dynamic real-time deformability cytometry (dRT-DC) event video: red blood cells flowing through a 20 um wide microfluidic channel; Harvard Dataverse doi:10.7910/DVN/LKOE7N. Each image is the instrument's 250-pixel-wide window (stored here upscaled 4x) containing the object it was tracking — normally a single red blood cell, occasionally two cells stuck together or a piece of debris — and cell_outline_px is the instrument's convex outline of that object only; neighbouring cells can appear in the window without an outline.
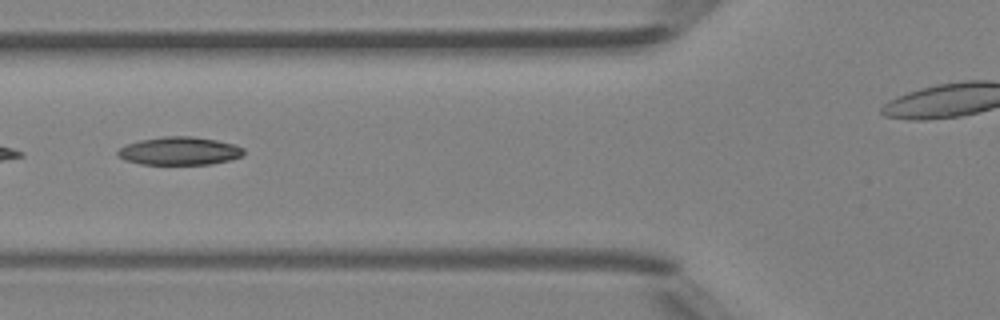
{"species": "Egyptian fruit bat (a non-hibernating species)", "species_latin": "Rousettus aegyptiacus", "temperature_condition": "room temperature", "stored_images_in_passage": 48, "segment_of_instrument_passage": [2, 2], "camera_frame_rate_fps": 3000, "um_per_image_px": 0.085, "animal": {"sex": "female"}, "frame": {"image": 1, "passage_image": 18, "time_ms": 5.667, "image_size_px": [1000, 320], "cell_outline_px": [[244, 156], [212, 164], [140, 164], [124, 160], [116, 156], [116, 152], [124, 144], [140, 140], [164, 136], [192, 136], [216, 140], [236, 144], [244, 148]], "centroid_in_image_um": [15.24, 12.83], "position_along_channel_um": 110.6, "area_um2": 20.87}}
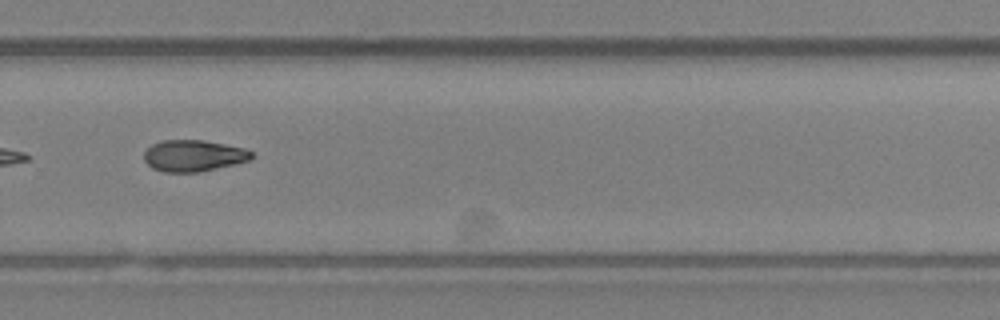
{"frame": {"image": 2, "passage_image": 32, "time_ms": 10.333, "image_size_px": [1000, 320], "cell_outline_px": [[252, 160], [200, 172], [164, 172], [152, 168], [144, 160], [144, 152], [152, 144], [164, 140], [204, 140], [244, 148], [252, 152]], "centroid_in_image_um": [16.45, 13.24], "position_along_channel_um": 313.3, "area_um2": 19.71}}
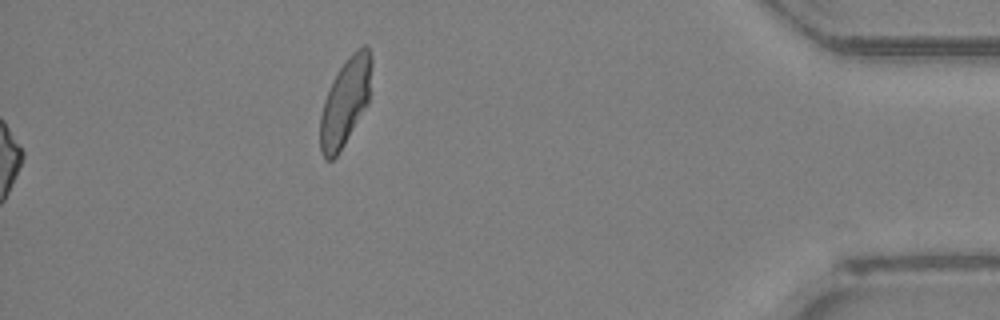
{"frame": {"image": 3, "passage_image": 48, "time_ms": 15.667, "image_size_px": [1000, 320], "cell_outline_px": [[372, 64], [368, 104], [344, 144], [336, 156], [332, 160], [324, 160], [320, 152], [320, 116], [324, 100], [340, 68], [348, 56], [352, 52], [364, 44], [372, 52]], "centroid_in_image_um": [29.36, 8.66], "position_along_channel_um": 405.8, "area_um2": 26.01}}